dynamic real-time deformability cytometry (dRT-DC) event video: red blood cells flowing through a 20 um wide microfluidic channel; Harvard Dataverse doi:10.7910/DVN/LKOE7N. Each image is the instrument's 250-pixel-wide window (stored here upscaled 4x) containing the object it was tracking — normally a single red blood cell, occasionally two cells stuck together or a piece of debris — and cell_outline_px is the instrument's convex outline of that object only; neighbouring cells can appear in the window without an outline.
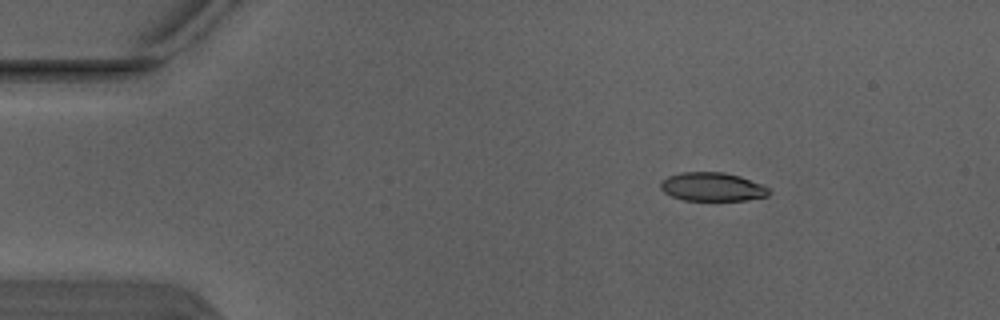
{"species": "Egyptian fruit bat (a non-hibernating species)", "species_latin": "Rousettus aegyptiacus", "temperature_condition": "warm", "stored_images_in_passage": 4, "camera_frame_rate_fps": 3000, "um_per_image_px": 0.085, "animal": {"sex": "male"}, "frame": {"image": 1, "passage_image": 2, "time_ms": 0.333, "image_size_px": [1000, 320], "cell_outline_px": [[768, 196], [748, 200], [684, 200], [672, 196], [664, 192], [660, 188], [660, 184], [668, 176], [680, 172], [724, 172], [740, 176], [764, 184], [768, 188]], "centroid_in_image_um": [60.57, 15.87], "position_along_channel_um": 24.4, "area_um2": 18.09}}
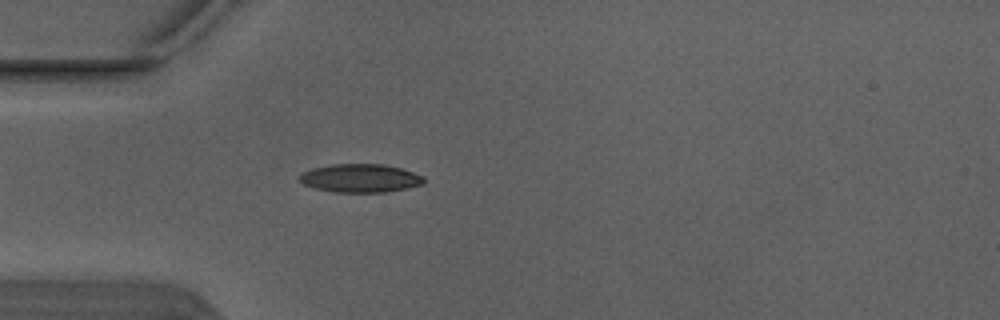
{"frame": {"image": 2, "passage_image": 4, "time_ms": 1.0, "image_size_px": [1000, 320], "cell_outline_px": [[424, 184], [384, 192], [336, 192], [316, 188], [304, 184], [300, 180], [300, 176], [304, 172], [312, 168], [328, 164], [384, 164], [400, 168], [424, 176]], "centroid_in_image_um": [30.63, 15.13], "position_along_channel_um": 54.4, "area_um2": 20.35}}